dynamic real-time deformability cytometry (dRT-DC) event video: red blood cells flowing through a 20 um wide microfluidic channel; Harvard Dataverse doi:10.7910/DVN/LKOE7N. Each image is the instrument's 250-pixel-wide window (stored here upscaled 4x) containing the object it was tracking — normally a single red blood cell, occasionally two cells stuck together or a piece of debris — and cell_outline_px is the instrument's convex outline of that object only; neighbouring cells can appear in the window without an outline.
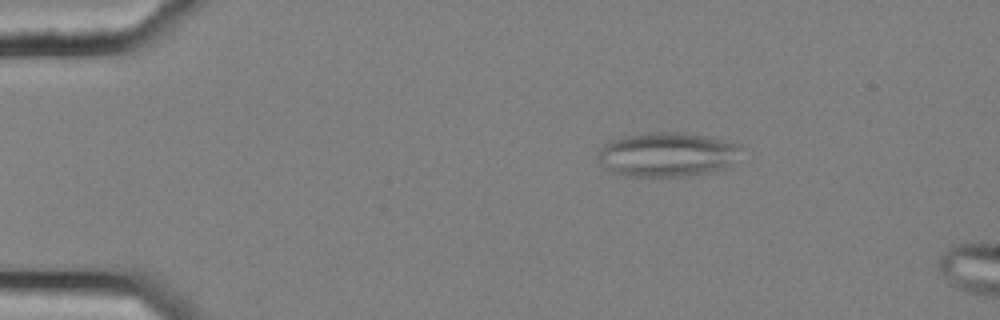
{"species": "common noctule bat (a hibernating species)", "species_latin": "Nyctalus noctula", "temperature_condition": "cold", "stored_images_in_passage": 5, "camera_frame_rate_fps": 3000, "um_per_image_px": 0.085, "animal": {"sex": "female", "body_mass_g": 25.1}, "frame": {"image": 1, "passage_image": 1, "time_ms": 0.0, "image_size_px": [1000, 320], "cell_outline_px": [[744, 148], [724, 168], [712, 172], [680, 176], [628, 176], [612, 172], [600, 164], [596, 156], [600, 148], [604, 144], [612, 140], [624, 136], [652, 132], [684, 132], [716, 136], [740, 144]], "centroid_in_image_um": [56.72, 13.11], "position_along_channel_um": 28.3, "area_um2": 37.34}}